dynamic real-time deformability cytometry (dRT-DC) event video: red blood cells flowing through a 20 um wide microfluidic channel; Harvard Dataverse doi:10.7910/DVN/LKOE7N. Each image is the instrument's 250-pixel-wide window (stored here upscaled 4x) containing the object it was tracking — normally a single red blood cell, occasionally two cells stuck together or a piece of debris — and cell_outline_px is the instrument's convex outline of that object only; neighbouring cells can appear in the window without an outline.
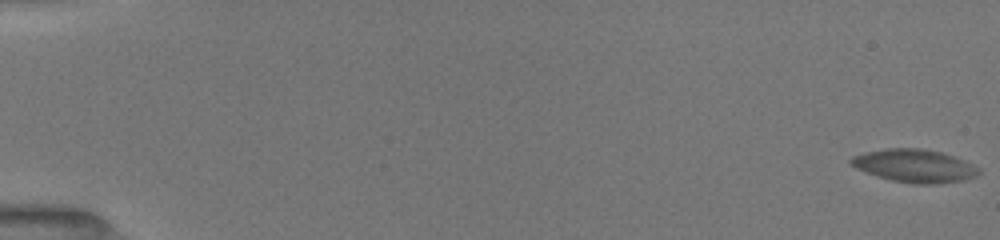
{"species": "common noctule bat (a hibernating species)", "species_latin": "Nyctalus noctula", "temperature_condition": "room temperature", "stored_images_in_passage": 27, "camera_frame_rate_fps": 3000, "um_per_image_px": 0.085, "animal": {"sex": "female", "body_mass_g": 19.5, "forearm_length_mm": 54.1}, "frame": {"image": 1, "passage_image": 1, "time_ms": 0.0, "image_size_px": [1000, 240], "cell_outline_px": [[980, 172], [976, 176], [964, 180], [932, 184], [912, 184], [892, 180], [876, 176], [856, 168], [848, 160], [852, 156], [864, 152], [888, 148], [916, 148], [940, 152], [952, 156], [980, 168]], "centroid_in_image_um": [77.7, 14.1], "position_along_channel_um": 7.3, "area_um2": 24.33}}
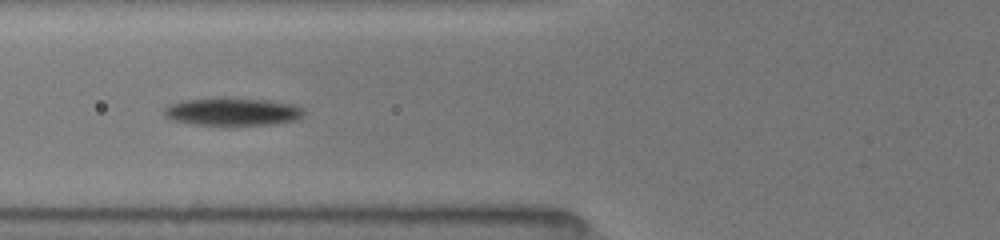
{"frame": {"image": 2, "passage_image": 20, "time_ms": 7.333, "image_size_px": [1000, 240], "cell_outline_px": [[304, 112], [296, 120], [272, 124], [196, 124], [172, 120], [164, 116], [164, 108], [180, 100], [220, 96], [224, 96], [268, 100], [292, 104], [304, 108]], "centroid_in_image_um": [19.73, 9.45], "position_along_channel_um": 106.1, "area_um2": 22.77}}
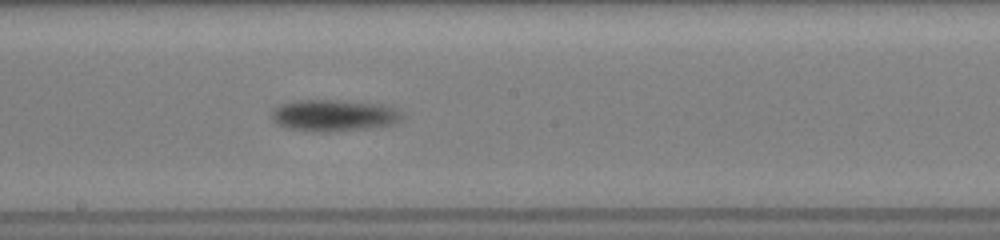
{"frame": {"image": 3, "passage_image": 27, "time_ms": 10.333, "image_size_px": [1000, 240], "cell_outline_px": [[404, 116], [400, 120], [392, 124], [368, 128], [328, 132], [316, 132], [288, 128], [272, 120], [272, 112], [276, 108], [284, 104], [296, 100], [336, 100], [384, 104], [400, 112]], "centroid_in_image_um": [28.4, 9.81], "position_along_channel_um": 219.8, "area_um2": 23.76}}